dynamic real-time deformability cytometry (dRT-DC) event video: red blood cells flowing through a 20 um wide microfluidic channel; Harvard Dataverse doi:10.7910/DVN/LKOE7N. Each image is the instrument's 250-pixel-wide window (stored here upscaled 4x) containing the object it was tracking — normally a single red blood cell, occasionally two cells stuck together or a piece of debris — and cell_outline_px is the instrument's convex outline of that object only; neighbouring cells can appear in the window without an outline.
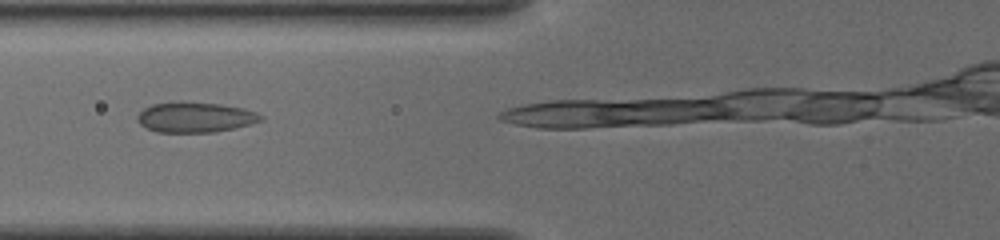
{"species": "common noctule bat (a hibernating species)", "species_latin": "Nyctalus noctula", "temperature_condition": "cold", "stored_images_in_passage": 11, "camera_frame_rate_fps": 3000, "um_per_image_px": 0.085, "animal": {"sex": "female", "body_mass_g": 19.5, "forearm_length_mm": 54.1}, "frame": {"image": 1, "passage_image": 5, "time_ms": 1.333, "image_size_px": [1000, 240], "cell_outline_px": [[264, 120], [216, 132], [156, 132], [140, 124], [136, 116], [144, 108], [152, 104], [220, 104], [244, 108], [256, 112], [264, 116]], "centroid_in_image_um": [16.63, 10.0], "position_along_channel_um": 109.2, "area_um2": 20.98}}